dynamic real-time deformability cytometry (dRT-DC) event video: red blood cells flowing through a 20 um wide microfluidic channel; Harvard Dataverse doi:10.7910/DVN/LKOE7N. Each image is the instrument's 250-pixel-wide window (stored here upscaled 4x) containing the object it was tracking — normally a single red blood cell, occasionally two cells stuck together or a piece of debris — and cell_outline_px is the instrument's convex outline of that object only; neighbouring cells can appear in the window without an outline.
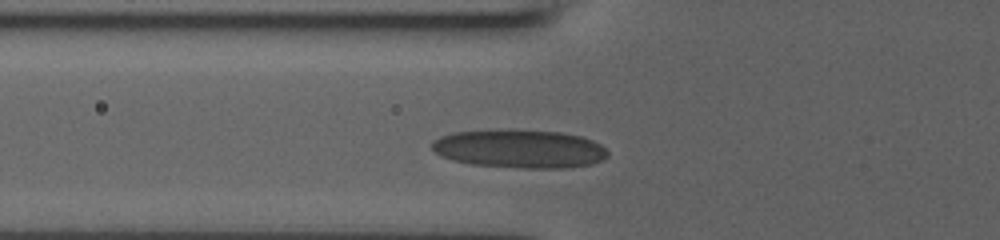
{"species": "human", "species_latin": "Homo sapiens", "temperature_condition": "room temperature", "stored_images_in_passage": 26, "camera_frame_rate_fps": 3000, "um_per_image_px": 0.085, "donor": {"sex": "male"}, "frame": {"image": 1, "passage_image": 2, "time_ms": 0.333, "image_size_px": [1000, 240], "cell_outline_px": [[608, 156], [592, 164], [564, 168], [524, 168], [472, 164], [452, 160], [440, 156], [432, 148], [432, 140], [440, 136], [452, 132], [516, 128], [560, 132], [580, 136], [592, 140], [600, 144], [608, 152]], "centroid_in_image_um": [44.14, 12.63], "position_along_channel_um": 81.7, "area_um2": 39.77}}
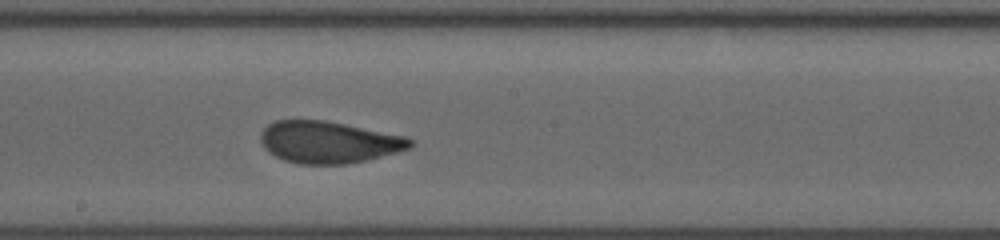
{"frame": {"image": 2, "passage_image": 12, "time_ms": 3.667, "image_size_px": [1000, 240], "cell_outline_px": [[416, 144], [412, 148], [364, 160], [344, 164], [296, 164], [284, 160], [268, 152], [264, 148], [260, 140], [260, 132], [268, 124], [276, 120], [324, 120], [408, 136]], "centroid_in_image_um": [27.94, 12.08], "position_along_channel_um": 220.3, "area_um2": 36.65}}
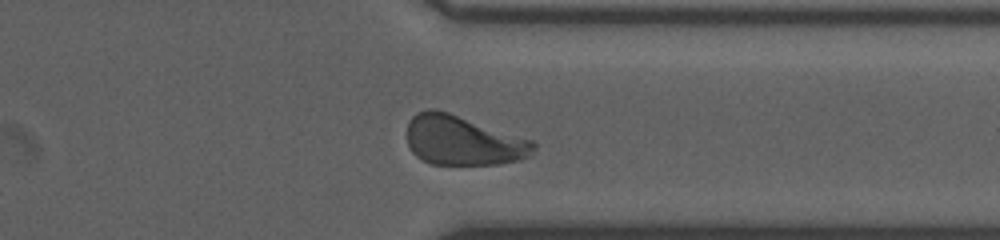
{"frame": {"image": 3, "passage_image": 23, "time_ms": 7.333, "image_size_px": [1000, 240], "cell_outline_px": [[536, 148], [528, 156], [520, 160], [496, 164], [432, 164], [416, 156], [412, 152], [408, 144], [408, 120], [416, 112], [428, 108], [436, 108], [532, 140], [536, 144]], "centroid_in_image_um": [39.33, 11.93], "position_along_channel_um": 372.1, "area_um2": 36.47}}